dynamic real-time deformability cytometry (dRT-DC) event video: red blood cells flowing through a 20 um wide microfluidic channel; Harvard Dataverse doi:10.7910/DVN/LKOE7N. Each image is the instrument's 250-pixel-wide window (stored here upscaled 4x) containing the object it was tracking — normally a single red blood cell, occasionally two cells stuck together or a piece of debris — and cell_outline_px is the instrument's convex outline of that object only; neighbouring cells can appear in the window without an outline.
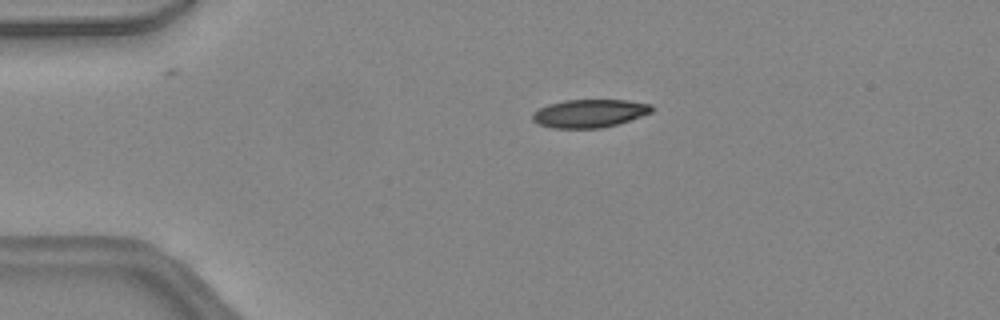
{"species": "common noctule bat (a hibernating species)", "species_latin": "Nyctalus noctula", "temperature_condition": "warm", "stored_images_in_passage": 29, "camera_frame_rate_fps": 3000, "um_per_image_px": 0.085, "animal": {"sex": "female", "body_mass_g": 24.6, "forearm_length_mm": 56.2}, "frame": {"image": 1, "passage_image": 1, "time_ms": 0.0, "image_size_px": [1000, 320], "cell_outline_px": [[656, 108], [652, 112], [616, 124], [600, 128], [552, 128], [536, 124], [532, 120], [532, 112], [548, 104], [564, 100], [628, 100], [652, 104]], "centroid_in_image_um": [50.09, 9.63], "position_along_channel_um": 34.9, "area_um2": 19.65}}
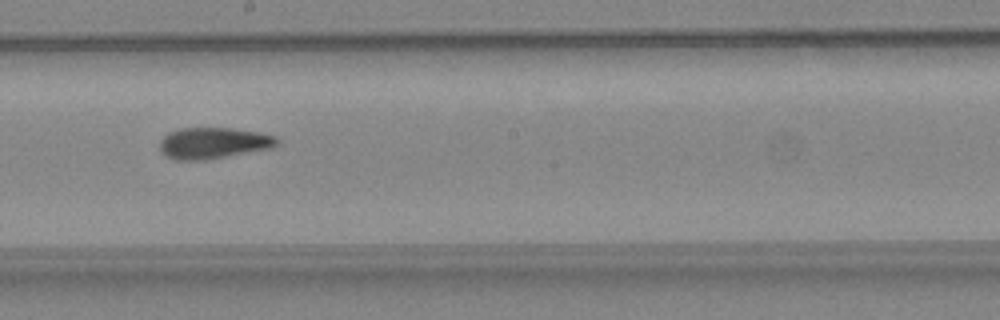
{"frame": {"image": 2, "passage_image": 17, "time_ms": 5.333, "image_size_px": [1000, 320], "cell_outline_px": [[280, 140], [276, 144], [268, 148], [204, 160], [176, 160], [160, 152], [160, 140], [168, 132], [180, 128], [232, 128], [260, 132], [276, 136]], "centroid_in_image_um": [18.1, 12.14], "position_along_channel_um": 230.1, "area_um2": 21.15}}
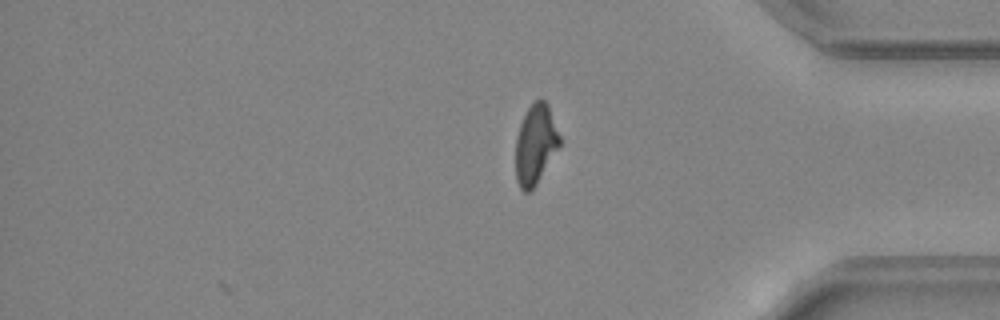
{"frame": {"image": 3, "passage_image": 29, "time_ms": 9.333, "image_size_px": [1000, 320], "cell_outline_px": [[560, 144], [536, 184], [528, 192], [524, 192], [520, 188], [516, 180], [516, 136], [520, 124], [528, 108], [540, 96], [548, 104], [560, 136]], "centroid_in_image_um": [45.5, 12.25], "position_along_channel_um": 389.7, "area_um2": 20.17}, "authors_computed_cell_mechanics": {"area_um2": 21.2126, "velocity_mm_per_s": 4.4942, "shape_relaxation_time_tau1_ms": 6.2385, "shape_relaxation_time_tau2_ms": 1.9568, "deformation_change_tau1": 0.2168, "deformation_change_tau2": 0.0986}}